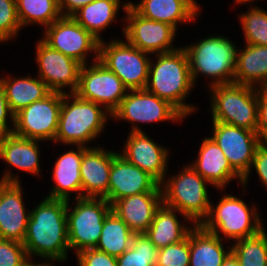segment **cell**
<instances>
[{
    "label": "cell",
    "instance_id": "obj_32",
    "mask_svg": "<svg viewBox=\"0 0 267 266\" xmlns=\"http://www.w3.org/2000/svg\"><path fill=\"white\" fill-rule=\"evenodd\" d=\"M16 7L21 27L36 23L46 28L62 17L59 0H16Z\"/></svg>",
    "mask_w": 267,
    "mask_h": 266
},
{
    "label": "cell",
    "instance_id": "obj_10",
    "mask_svg": "<svg viewBox=\"0 0 267 266\" xmlns=\"http://www.w3.org/2000/svg\"><path fill=\"white\" fill-rule=\"evenodd\" d=\"M93 63L89 67L82 65L75 94L83 100L102 105L112 115L129 90L115 73L99 61V55H95Z\"/></svg>",
    "mask_w": 267,
    "mask_h": 266
},
{
    "label": "cell",
    "instance_id": "obj_35",
    "mask_svg": "<svg viewBox=\"0 0 267 266\" xmlns=\"http://www.w3.org/2000/svg\"><path fill=\"white\" fill-rule=\"evenodd\" d=\"M246 44L267 46V11L252 7L240 16Z\"/></svg>",
    "mask_w": 267,
    "mask_h": 266
},
{
    "label": "cell",
    "instance_id": "obj_19",
    "mask_svg": "<svg viewBox=\"0 0 267 266\" xmlns=\"http://www.w3.org/2000/svg\"><path fill=\"white\" fill-rule=\"evenodd\" d=\"M131 129L123 154L120 155L147 172L159 184L163 183L167 173L168 151L146 136L138 126L133 125Z\"/></svg>",
    "mask_w": 267,
    "mask_h": 266
},
{
    "label": "cell",
    "instance_id": "obj_4",
    "mask_svg": "<svg viewBox=\"0 0 267 266\" xmlns=\"http://www.w3.org/2000/svg\"><path fill=\"white\" fill-rule=\"evenodd\" d=\"M183 48L188 55L194 84L199 73L216 79L210 82V87L234 82L238 49L231 40L222 36H211Z\"/></svg>",
    "mask_w": 267,
    "mask_h": 266
},
{
    "label": "cell",
    "instance_id": "obj_28",
    "mask_svg": "<svg viewBox=\"0 0 267 266\" xmlns=\"http://www.w3.org/2000/svg\"><path fill=\"white\" fill-rule=\"evenodd\" d=\"M176 212L179 211L162 203L157 209L150 227L145 232L158 250L184 240L193 229L181 225Z\"/></svg>",
    "mask_w": 267,
    "mask_h": 266
},
{
    "label": "cell",
    "instance_id": "obj_42",
    "mask_svg": "<svg viewBox=\"0 0 267 266\" xmlns=\"http://www.w3.org/2000/svg\"><path fill=\"white\" fill-rule=\"evenodd\" d=\"M253 168L256 170L263 185L267 187V143H261L254 154Z\"/></svg>",
    "mask_w": 267,
    "mask_h": 266
},
{
    "label": "cell",
    "instance_id": "obj_37",
    "mask_svg": "<svg viewBox=\"0 0 267 266\" xmlns=\"http://www.w3.org/2000/svg\"><path fill=\"white\" fill-rule=\"evenodd\" d=\"M20 28L16 0H0V43L17 36Z\"/></svg>",
    "mask_w": 267,
    "mask_h": 266
},
{
    "label": "cell",
    "instance_id": "obj_38",
    "mask_svg": "<svg viewBox=\"0 0 267 266\" xmlns=\"http://www.w3.org/2000/svg\"><path fill=\"white\" fill-rule=\"evenodd\" d=\"M28 259L22 243L0 238V266H21Z\"/></svg>",
    "mask_w": 267,
    "mask_h": 266
},
{
    "label": "cell",
    "instance_id": "obj_8",
    "mask_svg": "<svg viewBox=\"0 0 267 266\" xmlns=\"http://www.w3.org/2000/svg\"><path fill=\"white\" fill-rule=\"evenodd\" d=\"M67 204V233L69 248L76 254L95 248L101 236L104 219L111 211V204L105 198H77L76 206L69 210Z\"/></svg>",
    "mask_w": 267,
    "mask_h": 266
},
{
    "label": "cell",
    "instance_id": "obj_9",
    "mask_svg": "<svg viewBox=\"0 0 267 266\" xmlns=\"http://www.w3.org/2000/svg\"><path fill=\"white\" fill-rule=\"evenodd\" d=\"M106 44V45H105ZM149 53L141 51L126 40L99 42V61L115 73L130 90L145 89L151 59Z\"/></svg>",
    "mask_w": 267,
    "mask_h": 266
},
{
    "label": "cell",
    "instance_id": "obj_15",
    "mask_svg": "<svg viewBox=\"0 0 267 266\" xmlns=\"http://www.w3.org/2000/svg\"><path fill=\"white\" fill-rule=\"evenodd\" d=\"M20 180L8 170L0 179V238L23 244L30 212H26Z\"/></svg>",
    "mask_w": 267,
    "mask_h": 266
},
{
    "label": "cell",
    "instance_id": "obj_17",
    "mask_svg": "<svg viewBox=\"0 0 267 266\" xmlns=\"http://www.w3.org/2000/svg\"><path fill=\"white\" fill-rule=\"evenodd\" d=\"M38 77L52 92L68 93L62 88L70 87V94L75 93L79 83L82 64L62 52L52 49L42 39L36 46Z\"/></svg>",
    "mask_w": 267,
    "mask_h": 266
},
{
    "label": "cell",
    "instance_id": "obj_21",
    "mask_svg": "<svg viewBox=\"0 0 267 266\" xmlns=\"http://www.w3.org/2000/svg\"><path fill=\"white\" fill-rule=\"evenodd\" d=\"M162 203V192H146L115 201L111 205V210L135 234H142L150 227L155 213Z\"/></svg>",
    "mask_w": 267,
    "mask_h": 266
},
{
    "label": "cell",
    "instance_id": "obj_36",
    "mask_svg": "<svg viewBox=\"0 0 267 266\" xmlns=\"http://www.w3.org/2000/svg\"><path fill=\"white\" fill-rule=\"evenodd\" d=\"M189 257L190 232L184 240L159 249L155 266H189Z\"/></svg>",
    "mask_w": 267,
    "mask_h": 266
},
{
    "label": "cell",
    "instance_id": "obj_24",
    "mask_svg": "<svg viewBox=\"0 0 267 266\" xmlns=\"http://www.w3.org/2000/svg\"><path fill=\"white\" fill-rule=\"evenodd\" d=\"M129 5L141 16L165 22L177 30L180 22H191L198 15L199 6L194 0H141Z\"/></svg>",
    "mask_w": 267,
    "mask_h": 266
},
{
    "label": "cell",
    "instance_id": "obj_30",
    "mask_svg": "<svg viewBox=\"0 0 267 266\" xmlns=\"http://www.w3.org/2000/svg\"><path fill=\"white\" fill-rule=\"evenodd\" d=\"M120 9V0H94L78 10L72 17L96 39L109 24L116 19Z\"/></svg>",
    "mask_w": 267,
    "mask_h": 266
},
{
    "label": "cell",
    "instance_id": "obj_40",
    "mask_svg": "<svg viewBox=\"0 0 267 266\" xmlns=\"http://www.w3.org/2000/svg\"><path fill=\"white\" fill-rule=\"evenodd\" d=\"M258 125L257 134L261 143H267V86L258 87Z\"/></svg>",
    "mask_w": 267,
    "mask_h": 266
},
{
    "label": "cell",
    "instance_id": "obj_43",
    "mask_svg": "<svg viewBox=\"0 0 267 266\" xmlns=\"http://www.w3.org/2000/svg\"><path fill=\"white\" fill-rule=\"evenodd\" d=\"M94 0H59V8L63 17H72L78 10Z\"/></svg>",
    "mask_w": 267,
    "mask_h": 266
},
{
    "label": "cell",
    "instance_id": "obj_26",
    "mask_svg": "<svg viewBox=\"0 0 267 266\" xmlns=\"http://www.w3.org/2000/svg\"><path fill=\"white\" fill-rule=\"evenodd\" d=\"M237 51L234 83L267 86V46L246 44Z\"/></svg>",
    "mask_w": 267,
    "mask_h": 266
},
{
    "label": "cell",
    "instance_id": "obj_33",
    "mask_svg": "<svg viewBox=\"0 0 267 266\" xmlns=\"http://www.w3.org/2000/svg\"><path fill=\"white\" fill-rule=\"evenodd\" d=\"M230 249L240 266H267V234L265 229L254 236L236 240Z\"/></svg>",
    "mask_w": 267,
    "mask_h": 266
},
{
    "label": "cell",
    "instance_id": "obj_2",
    "mask_svg": "<svg viewBox=\"0 0 267 266\" xmlns=\"http://www.w3.org/2000/svg\"><path fill=\"white\" fill-rule=\"evenodd\" d=\"M157 55V62H150L145 89L168 101L186 117L195 109L184 101L194 87L188 55L183 47Z\"/></svg>",
    "mask_w": 267,
    "mask_h": 266
},
{
    "label": "cell",
    "instance_id": "obj_29",
    "mask_svg": "<svg viewBox=\"0 0 267 266\" xmlns=\"http://www.w3.org/2000/svg\"><path fill=\"white\" fill-rule=\"evenodd\" d=\"M0 82L4 87L10 111L14 115L52 92L40 78L35 79L31 76L14 79L2 77Z\"/></svg>",
    "mask_w": 267,
    "mask_h": 266
},
{
    "label": "cell",
    "instance_id": "obj_12",
    "mask_svg": "<svg viewBox=\"0 0 267 266\" xmlns=\"http://www.w3.org/2000/svg\"><path fill=\"white\" fill-rule=\"evenodd\" d=\"M211 137L223 151L231 168L242 178L243 188L251 173L257 147L261 144L257 132L213 121Z\"/></svg>",
    "mask_w": 267,
    "mask_h": 266
},
{
    "label": "cell",
    "instance_id": "obj_5",
    "mask_svg": "<svg viewBox=\"0 0 267 266\" xmlns=\"http://www.w3.org/2000/svg\"><path fill=\"white\" fill-rule=\"evenodd\" d=\"M213 121L257 131V88L229 83L209 87Z\"/></svg>",
    "mask_w": 267,
    "mask_h": 266
},
{
    "label": "cell",
    "instance_id": "obj_22",
    "mask_svg": "<svg viewBox=\"0 0 267 266\" xmlns=\"http://www.w3.org/2000/svg\"><path fill=\"white\" fill-rule=\"evenodd\" d=\"M191 166L217 189H223L236 177L242 183V178L231 168L223 151L210 137L203 139L198 158Z\"/></svg>",
    "mask_w": 267,
    "mask_h": 266
},
{
    "label": "cell",
    "instance_id": "obj_11",
    "mask_svg": "<svg viewBox=\"0 0 267 266\" xmlns=\"http://www.w3.org/2000/svg\"><path fill=\"white\" fill-rule=\"evenodd\" d=\"M62 93L51 92L14 115V131L17 136L40 141H55Z\"/></svg>",
    "mask_w": 267,
    "mask_h": 266
},
{
    "label": "cell",
    "instance_id": "obj_16",
    "mask_svg": "<svg viewBox=\"0 0 267 266\" xmlns=\"http://www.w3.org/2000/svg\"><path fill=\"white\" fill-rule=\"evenodd\" d=\"M130 92L122 99L120 106L111 117L131 121V123H153L167 120L181 122L185 118L168 101L146 89L130 90Z\"/></svg>",
    "mask_w": 267,
    "mask_h": 266
},
{
    "label": "cell",
    "instance_id": "obj_45",
    "mask_svg": "<svg viewBox=\"0 0 267 266\" xmlns=\"http://www.w3.org/2000/svg\"><path fill=\"white\" fill-rule=\"evenodd\" d=\"M21 266H51V264H47L46 262L45 263H42V264H35L33 263L31 260H27L25 263H23Z\"/></svg>",
    "mask_w": 267,
    "mask_h": 266
},
{
    "label": "cell",
    "instance_id": "obj_6",
    "mask_svg": "<svg viewBox=\"0 0 267 266\" xmlns=\"http://www.w3.org/2000/svg\"><path fill=\"white\" fill-rule=\"evenodd\" d=\"M207 183L191 165H187L177 176L173 175L160 184L163 203L179 211L185 220L200 225L207 217L211 204Z\"/></svg>",
    "mask_w": 267,
    "mask_h": 266
},
{
    "label": "cell",
    "instance_id": "obj_27",
    "mask_svg": "<svg viewBox=\"0 0 267 266\" xmlns=\"http://www.w3.org/2000/svg\"><path fill=\"white\" fill-rule=\"evenodd\" d=\"M222 238L204 230L200 225L193 224L190 231L189 266H221L231 252L226 251Z\"/></svg>",
    "mask_w": 267,
    "mask_h": 266
},
{
    "label": "cell",
    "instance_id": "obj_46",
    "mask_svg": "<svg viewBox=\"0 0 267 266\" xmlns=\"http://www.w3.org/2000/svg\"><path fill=\"white\" fill-rule=\"evenodd\" d=\"M238 3H249L250 1H253V0H235Z\"/></svg>",
    "mask_w": 267,
    "mask_h": 266
},
{
    "label": "cell",
    "instance_id": "obj_7",
    "mask_svg": "<svg viewBox=\"0 0 267 266\" xmlns=\"http://www.w3.org/2000/svg\"><path fill=\"white\" fill-rule=\"evenodd\" d=\"M213 206L210 204L209 213L200 226L218 237H221V232L225 238L236 241L254 236L264 229L256 207L249 208L234 195H224L218 205Z\"/></svg>",
    "mask_w": 267,
    "mask_h": 266
},
{
    "label": "cell",
    "instance_id": "obj_14",
    "mask_svg": "<svg viewBox=\"0 0 267 266\" xmlns=\"http://www.w3.org/2000/svg\"><path fill=\"white\" fill-rule=\"evenodd\" d=\"M42 40L52 49L62 52L82 65L87 53L99 55V40L85 30L73 17H61L45 28Z\"/></svg>",
    "mask_w": 267,
    "mask_h": 266
},
{
    "label": "cell",
    "instance_id": "obj_1",
    "mask_svg": "<svg viewBox=\"0 0 267 266\" xmlns=\"http://www.w3.org/2000/svg\"><path fill=\"white\" fill-rule=\"evenodd\" d=\"M66 200L45 198L30 211L23 245L28 258L39 256L52 262L66 261L70 250Z\"/></svg>",
    "mask_w": 267,
    "mask_h": 266
},
{
    "label": "cell",
    "instance_id": "obj_31",
    "mask_svg": "<svg viewBox=\"0 0 267 266\" xmlns=\"http://www.w3.org/2000/svg\"><path fill=\"white\" fill-rule=\"evenodd\" d=\"M134 234L111 210L104 219L101 236L95 248L117 258L130 248Z\"/></svg>",
    "mask_w": 267,
    "mask_h": 266
},
{
    "label": "cell",
    "instance_id": "obj_34",
    "mask_svg": "<svg viewBox=\"0 0 267 266\" xmlns=\"http://www.w3.org/2000/svg\"><path fill=\"white\" fill-rule=\"evenodd\" d=\"M157 251L145 233L134 234L130 248L116 258L117 266H155Z\"/></svg>",
    "mask_w": 267,
    "mask_h": 266
},
{
    "label": "cell",
    "instance_id": "obj_25",
    "mask_svg": "<svg viewBox=\"0 0 267 266\" xmlns=\"http://www.w3.org/2000/svg\"><path fill=\"white\" fill-rule=\"evenodd\" d=\"M40 140L23 138L14 133L0 136V159L34 175L40 173L39 146Z\"/></svg>",
    "mask_w": 267,
    "mask_h": 266
},
{
    "label": "cell",
    "instance_id": "obj_13",
    "mask_svg": "<svg viewBox=\"0 0 267 266\" xmlns=\"http://www.w3.org/2000/svg\"><path fill=\"white\" fill-rule=\"evenodd\" d=\"M126 12L127 26L124 27L126 41L149 54L168 53L177 50L171 43L174 41L176 29L165 23L147 19L139 15L129 2L123 4Z\"/></svg>",
    "mask_w": 267,
    "mask_h": 266
},
{
    "label": "cell",
    "instance_id": "obj_20",
    "mask_svg": "<svg viewBox=\"0 0 267 266\" xmlns=\"http://www.w3.org/2000/svg\"><path fill=\"white\" fill-rule=\"evenodd\" d=\"M117 154L99 147H89L83 153L80 167L83 197H108L109 174Z\"/></svg>",
    "mask_w": 267,
    "mask_h": 266
},
{
    "label": "cell",
    "instance_id": "obj_3",
    "mask_svg": "<svg viewBox=\"0 0 267 266\" xmlns=\"http://www.w3.org/2000/svg\"><path fill=\"white\" fill-rule=\"evenodd\" d=\"M110 115L100 104L83 100L75 93H62L55 142L87 147L88 141L102 133Z\"/></svg>",
    "mask_w": 267,
    "mask_h": 266
},
{
    "label": "cell",
    "instance_id": "obj_23",
    "mask_svg": "<svg viewBox=\"0 0 267 266\" xmlns=\"http://www.w3.org/2000/svg\"><path fill=\"white\" fill-rule=\"evenodd\" d=\"M88 148L77 146V151L71 150L59 155L53 171L56 185L46 198L70 201V192H78L76 199L83 197L80 167L83 153Z\"/></svg>",
    "mask_w": 267,
    "mask_h": 266
},
{
    "label": "cell",
    "instance_id": "obj_41",
    "mask_svg": "<svg viewBox=\"0 0 267 266\" xmlns=\"http://www.w3.org/2000/svg\"><path fill=\"white\" fill-rule=\"evenodd\" d=\"M10 117V120L14 127V114L10 111L7 98L5 95V90L0 82V136L5 134L13 133L14 128L10 129L7 121V118Z\"/></svg>",
    "mask_w": 267,
    "mask_h": 266
},
{
    "label": "cell",
    "instance_id": "obj_18",
    "mask_svg": "<svg viewBox=\"0 0 267 266\" xmlns=\"http://www.w3.org/2000/svg\"><path fill=\"white\" fill-rule=\"evenodd\" d=\"M160 184L147 172L128 162L118 153L111 165L108 197L112 205L115 201L146 192H161Z\"/></svg>",
    "mask_w": 267,
    "mask_h": 266
},
{
    "label": "cell",
    "instance_id": "obj_39",
    "mask_svg": "<svg viewBox=\"0 0 267 266\" xmlns=\"http://www.w3.org/2000/svg\"><path fill=\"white\" fill-rule=\"evenodd\" d=\"M79 266H117V259L96 248L85 249L77 254Z\"/></svg>",
    "mask_w": 267,
    "mask_h": 266
},
{
    "label": "cell",
    "instance_id": "obj_44",
    "mask_svg": "<svg viewBox=\"0 0 267 266\" xmlns=\"http://www.w3.org/2000/svg\"><path fill=\"white\" fill-rule=\"evenodd\" d=\"M221 266H240V263L235 257V255L232 252H230L224 259Z\"/></svg>",
    "mask_w": 267,
    "mask_h": 266
}]
</instances>
